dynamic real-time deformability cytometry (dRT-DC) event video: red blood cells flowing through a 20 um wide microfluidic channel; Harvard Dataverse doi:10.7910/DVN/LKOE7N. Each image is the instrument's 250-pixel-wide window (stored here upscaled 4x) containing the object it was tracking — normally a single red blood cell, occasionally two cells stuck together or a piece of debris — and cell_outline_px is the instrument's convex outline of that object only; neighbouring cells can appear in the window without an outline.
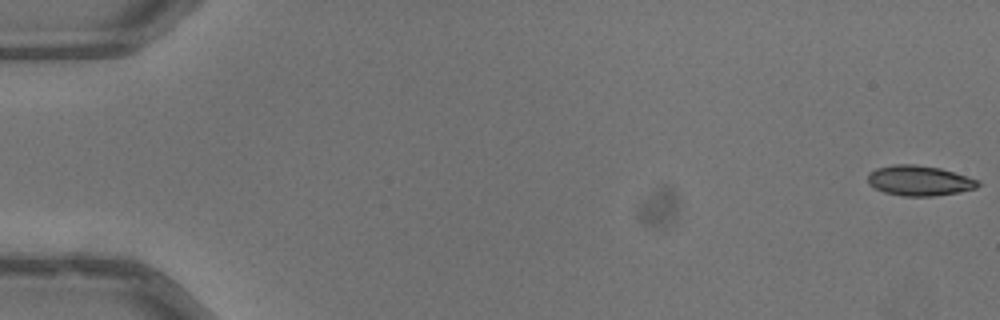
{"species": "common noctule bat (a hibernating species)", "species_latin": "Nyctalus noctula", "temperature_condition": "warm", "stored_images_in_passage": 53, "camera_frame_rate_fps": 3000, "um_per_image_px": 0.085, "animal": {"sex": "male", "body_mass_g": 13.3}, "frame": {"image": 1, "passage_image": 1, "time_ms": 0.0, "image_size_px": [1000, 320], "cell_outline_px": [[980, 184], [976, 188], [936, 196], [904, 196], [884, 192], [868, 184], [868, 172], [876, 168], [892, 164], [916, 164], [940, 168], [980, 180]], "centroid_in_image_um": [78.12, 15.34], "position_along_channel_um": 6.9, "area_um2": 19.42}}
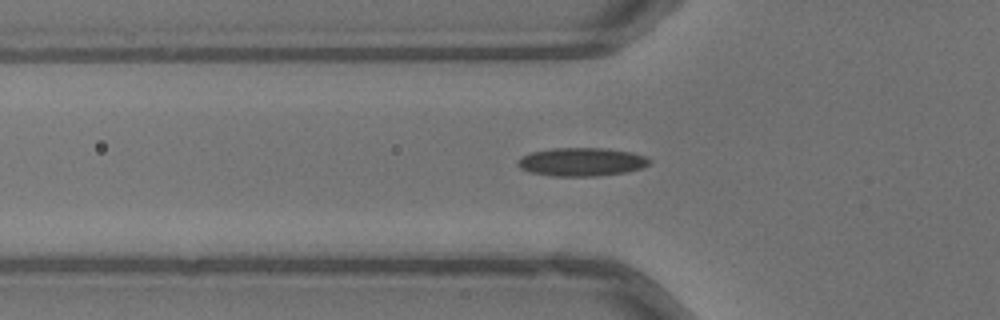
{"frame": {"image": 2, "passage_image": 19, "time_ms": 6.0, "image_size_px": [1000, 320], "cell_outline_px": [[652, 160], [648, 164], [640, 168], [624, 172], [596, 176], [552, 176], [528, 172], [520, 168], [516, 164], [516, 160], [520, 156], [532, 152], [552, 148], [608, 148], [632, 152], [644, 156]], "centroid_in_image_um": [49.38, 13.75], "position_along_channel_um": 76.4, "area_um2": 21.91}}
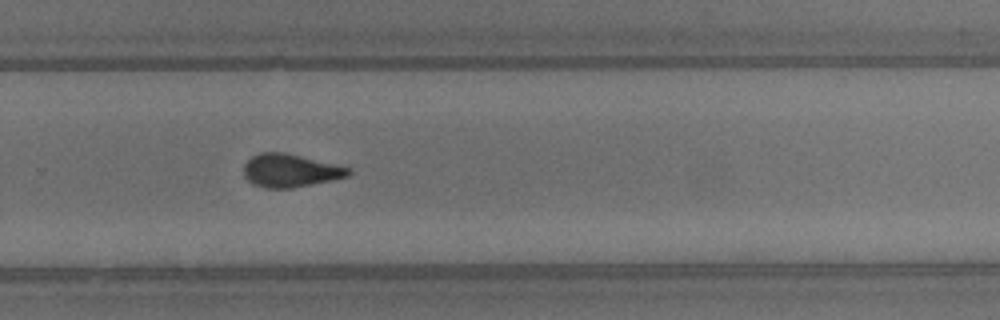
{"frame": {"image": 3, "passage_image": 36, "time_ms": 11.667, "image_size_px": [1000, 320], "cell_outline_px": [[352, 172], [348, 176], [332, 180], [292, 188], [264, 188], [252, 184], [244, 176], [244, 164], [252, 156], [260, 152], [284, 152], [352, 168]], "centroid_in_image_um": [24.67, 14.5], "position_along_channel_um": 305.1, "area_um2": 20.23}, "authors_computed_cell_mechanics": {"area_um2": 20.1144, "velocity_mm_per_s": 4.0255, "shape_relaxation_time_tau1_ms": 6.2622, "shape_relaxation_time_tau2_ms": 1.7935, "deformation_change_tau1": 0.1656, "deformation_change_tau2": 0.091}}